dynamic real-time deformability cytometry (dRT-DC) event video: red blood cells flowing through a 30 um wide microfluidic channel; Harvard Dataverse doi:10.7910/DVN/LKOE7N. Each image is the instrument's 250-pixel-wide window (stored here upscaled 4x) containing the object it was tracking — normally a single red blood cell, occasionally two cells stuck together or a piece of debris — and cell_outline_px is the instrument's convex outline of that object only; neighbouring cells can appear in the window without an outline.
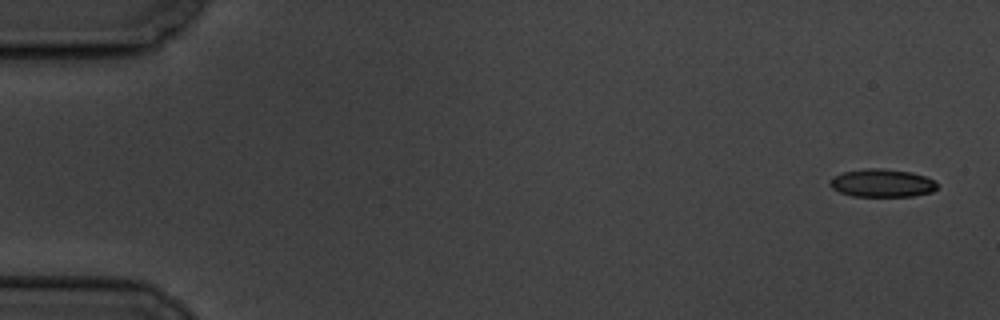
{"species": "common noctule bat (a hibernating species)", "species_latin": "Nyctalus noctula", "temperature_condition": "cold", "stored_images_in_passage": 15, "camera_frame_rate_fps": 3000, "um_per_image_px": 0.085, "animal": {"sex": "male", "body_mass_g": 19.5, "forearm_length_mm": 54.6}, "frame": {"image": 1, "passage_image": 1, "time_ms": 0.0, "image_size_px": [1000, 320], "cell_outline_px": [[936, 188], [932, 192], [912, 196], [852, 196], [840, 192], [832, 188], [828, 184], [836, 176], [844, 172], [864, 168], [880, 168], [912, 172], [924, 176], [932, 180], [936, 184]], "centroid_in_image_um": [74.97, 15.56], "position_along_channel_um": 10.0, "area_um2": 17.28}}
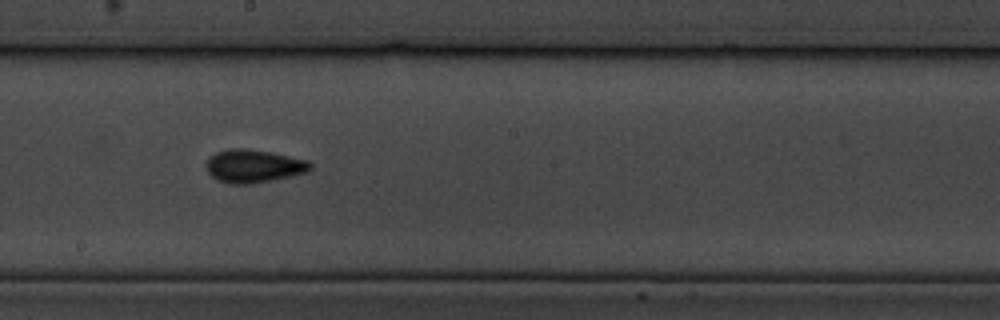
{"frame": {"image": 2, "passage_image": 9, "time_ms": 10.333, "image_size_px": [1000, 320], "cell_outline_px": [[312, 168], [308, 172], [272, 180], [252, 184], [228, 184], [216, 180], [208, 172], [204, 164], [208, 156], [216, 152], [228, 148], [244, 148], [268, 152], [308, 160], [312, 164]], "centroid_in_image_um": [21.5, 14.12], "position_along_channel_um": 226.7, "area_um2": 20.29}}
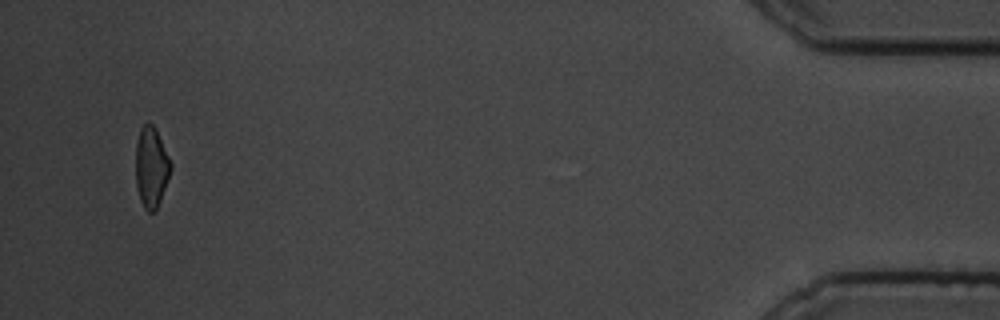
{"frame": {"image": 3, "passage_image": 15, "time_ms": 18.333, "image_size_px": [1000, 320], "cell_outline_px": [[172, 168], [160, 200], [156, 208], [152, 212], [148, 212], [144, 208], [140, 200], [136, 184], [136, 140], [140, 128], [148, 120], [156, 128], [172, 164]], "centroid_in_image_um": [12.85, 14.16], "position_along_channel_um": 422.3, "area_um2": 16.47}, "authors_computed_cell_mechanics": {"area_um2": 18.207, "velocity_mm_per_s": 3.4, "shape_relaxation_time_tau1_ms": 2.3754, "shape_relaxation_time_tau2_ms": 2.9919, "deformation_change_tau1": 0.1068, "deformation_change_tau2": 0.0986}}